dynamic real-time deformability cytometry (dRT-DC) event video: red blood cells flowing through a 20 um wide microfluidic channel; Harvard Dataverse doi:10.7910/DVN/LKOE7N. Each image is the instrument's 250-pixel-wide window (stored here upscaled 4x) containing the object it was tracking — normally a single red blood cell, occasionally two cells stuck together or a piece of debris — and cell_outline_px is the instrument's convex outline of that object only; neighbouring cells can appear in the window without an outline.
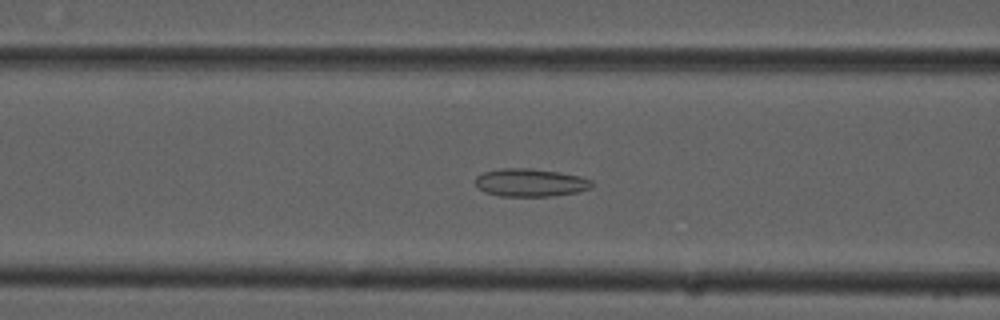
{"species": "common noctule bat (a hibernating species)", "species_latin": "Nyctalus noctula", "temperature_condition": "cold", "stored_images_in_passage": 53, "camera_frame_rate_fps": 3000, "um_per_image_px": 0.085, "animal": {"sex": "male", "forearm_length_mm": 52.5}, "frame": {"image": 1, "passage_image": 21, "time_ms": 6.667, "image_size_px": [1000, 320], "cell_outline_px": [[596, 184], [592, 188], [576, 192], [552, 196], [500, 196], [484, 192], [476, 184], [476, 176], [484, 172], [500, 168], [532, 168], [560, 172], [580, 176], [592, 180]], "centroid_in_image_um": [45.12, 15.51], "position_along_channel_um": 121.5, "area_um2": 19.13}}
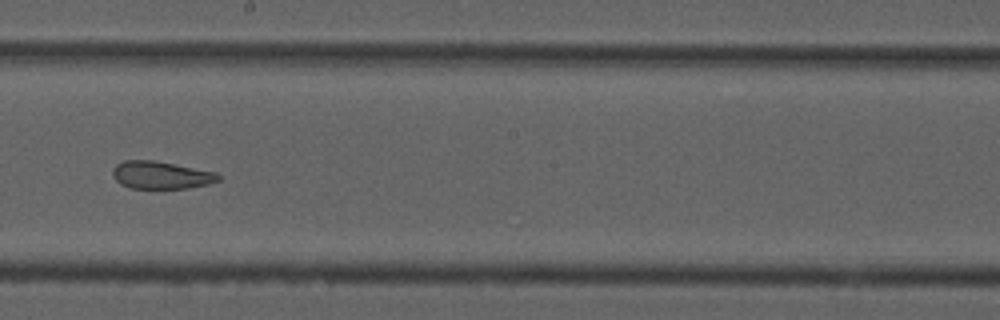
{"frame": {"image": 2, "passage_image": 30, "time_ms": 9.667, "image_size_px": [1000, 320], "cell_outline_px": [[220, 180], [208, 184], [188, 188], [128, 188], [120, 184], [112, 176], [112, 168], [116, 164], [124, 160], [152, 160], [216, 172], [220, 176]], "centroid_in_image_um": [13.64, 14.88], "position_along_channel_um": 234.6, "area_um2": 16.99}}
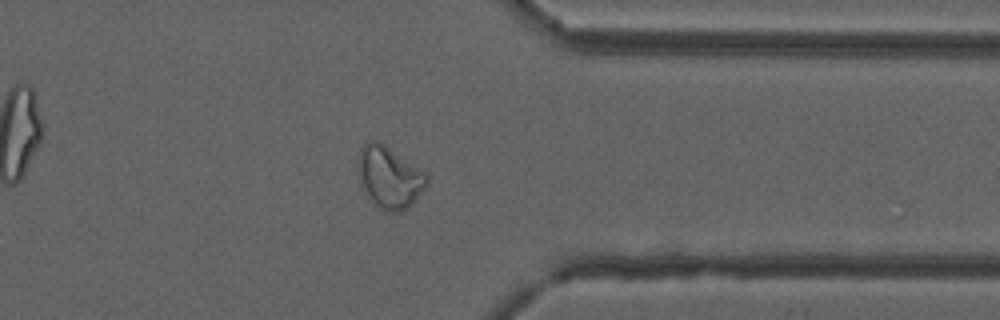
{"frame": {"image": 3, "passage_image": 42, "time_ms": 13.667, "image_size_px": [1000, 320], "cell_outline_px": [[428, 184], [408, 208], [400, 212], [392, 212], [380, 208], [372, 204], [360, 184], [360, 148], [364, 144], [372, 140], [380, 140], [428, 172]], "centroid_in_image_um": [33.15, 15.05], "position_along_channel_um": 378.3, "area_um2": 25.03}, "authors_computed_cell_mechanics": {"area_um2": 22.6576, "velocity_mm_per_s": 3.7741, "shape_relaxation_time_tau1_ms": null, "shape_relaxation_time_tau2_ms": 1.4317, "deformation_change_tau1": null, "deformation_change_tau2": 0.0714}}